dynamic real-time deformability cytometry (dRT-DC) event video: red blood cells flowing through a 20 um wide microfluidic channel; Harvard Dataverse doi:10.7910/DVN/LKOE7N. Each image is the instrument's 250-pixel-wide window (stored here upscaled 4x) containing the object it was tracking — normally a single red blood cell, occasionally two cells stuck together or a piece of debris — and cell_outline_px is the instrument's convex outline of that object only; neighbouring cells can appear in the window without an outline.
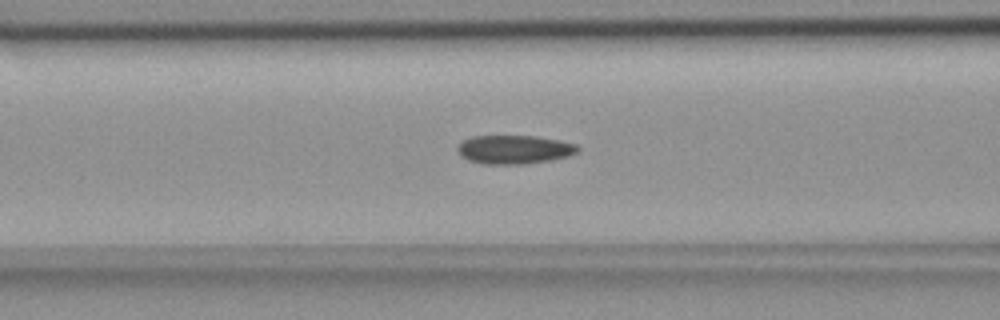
{"species": "common noctule bat (a hibernating species)", "species_latin": "Nyctalus noctula", "temperature_condition": "room temperature", "stored_images_in_passage": 49, "camera_frame_rate_fps": 3000, "um_per_image_px": 0.085, "animal": {"sex": "female", "body_mass_g": 18.4}, "frame": {"image": 1, "passage_image": 16, "time_ms": 5.0, "image_size_px": [1000, 320], "cell_outline_px": [[580, 148], [576, 152], [568, 156], [548, 160], [524, 164], [484, 164], [468, 160], [456, 148], [464, 140], [472, 136], [536, 136], [560, 140], [576, 144]], "centroid_in_image_um": [43.73, 12.7], "position_along_channel_um": 122.9, "area_um2": 19.88}}
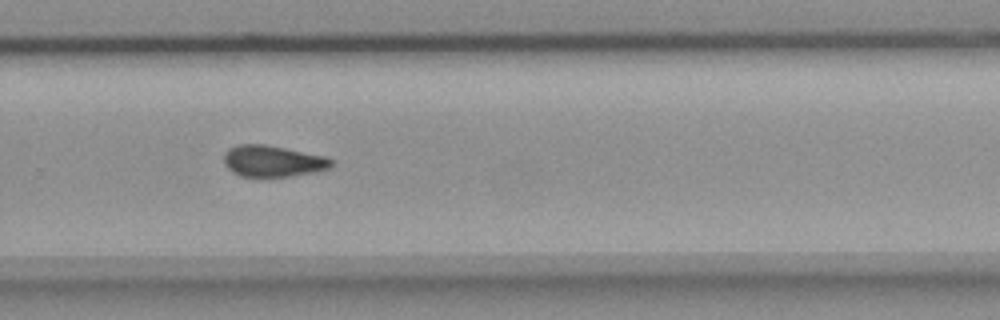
{"frame": {"image": 2, "passage_image": 31, "time_ms": 10.0, "image_size_px": [1000, 320], "cell_outline_px": [[332, 168], [316, 172], [292, 176], [240, 176], [232, 172], [224, 164], [224, 152], [228, 148], [236, 144], [264, 144], [324, 156], [332, 160]], "centroid_in_image_um": [23.16, 13.69], "position_along_channel_um": 306.6, "area_um2": 19.65}}
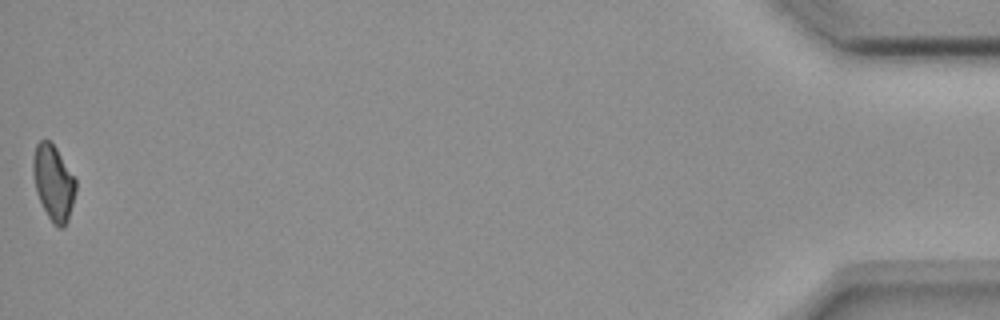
{"frame": {"image": 3, "passage_image": 49, "time_ms": 16.0, "image_size_px": [1000, 320], "cell_outline_px": [[76, 192], [68, 220], [64, 228], [60, 228], [52, 224], [36, 192], [32, 172], [32, 160], [36, 144], [40, 140], [48, 140], [56, 148], [76, 180]], "centroid_in_image_um": [4.54, 15.54], "position_along_channel_um": 430.7, "area_um2": 18.73}, "authors_computed_cell_mechanics": {"area_um2": 19.8832, "velocity_mm_per_s": 3.6803, "shape_relaxation_time_tau1_ms": null, "shape_relaxation_time_tau2_ms": 8.2343, "deformation_change_tau1": null, "deformation_change_tau2": 0.1277}}